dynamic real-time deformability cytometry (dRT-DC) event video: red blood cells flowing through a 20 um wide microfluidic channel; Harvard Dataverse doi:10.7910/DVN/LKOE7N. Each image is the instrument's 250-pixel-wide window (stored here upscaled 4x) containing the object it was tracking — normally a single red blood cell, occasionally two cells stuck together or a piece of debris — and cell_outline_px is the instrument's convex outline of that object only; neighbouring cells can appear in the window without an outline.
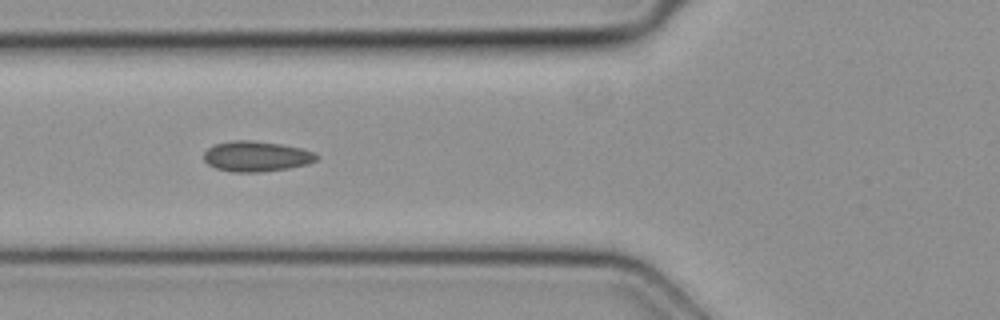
{"species": "common noctule bat (a hibernating species)", "species_latin": "Nyctalus noctula", "temperature_condition": "cold", "stored_images_in_passage": 6, "camera_frame_rate_fps": 3000, "um_per_image_px": 0.085, "animal": {"sex": "female", "body_mass_g": 19.3, "forearm_length_mm": 54.1}, "frame": {"image": 1, "passage_image": 5, "time_ms": 1.333, "image_size_px": [1000, 320], "cell_outline_px": [[320, 156], [316, 160], [308, 164], [288, 168], [260, 172], [232, 172], [216, 168], [208, 164], [204, 160], [204, 152], [208, 148], [216, 144], [232, 140], [252, 140], [280, 144], [300, 148], [312, 152]], "centroid_in_image_um": [21.78, 13.29], "position_along_channel_um": 104.0, "area_um2": 19.88}}
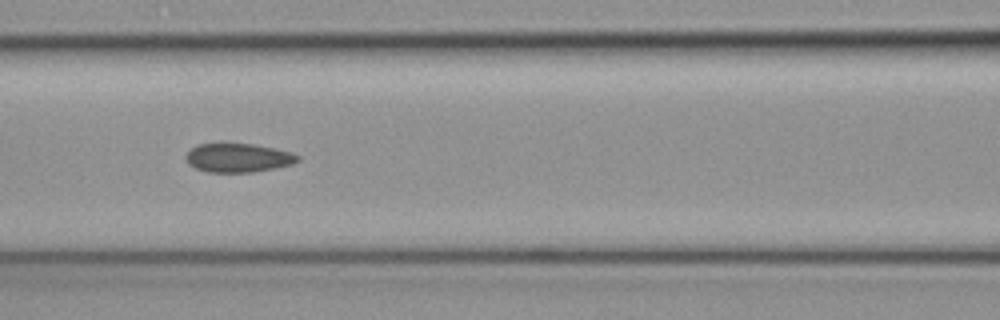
{"frame": {"image": 2, "passage_image": 6, "time_ms": 1.667, "image_size_px": [1000, 320], "cell_outline_px": [[300, 160], [292, 164], [276, 168], [252, 172], [208, 172], [196, 168], [188, 164], [184, 156], [196, 144], [252, 144], [272, 148], [288, 152], [300, 156]], "centroid_in_image_um": [20.22, 13.42], "position_along_channel_um": 146.4, "area_um2": 18.61}}